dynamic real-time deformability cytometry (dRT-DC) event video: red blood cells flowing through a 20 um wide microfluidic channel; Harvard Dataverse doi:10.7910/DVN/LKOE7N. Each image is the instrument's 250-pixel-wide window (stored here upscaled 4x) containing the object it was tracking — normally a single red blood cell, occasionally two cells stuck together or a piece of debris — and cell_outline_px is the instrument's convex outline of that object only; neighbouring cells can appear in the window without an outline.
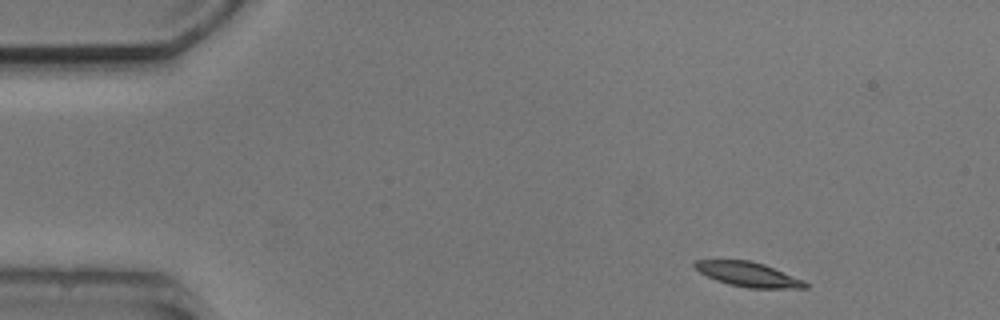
{"species": "common noctule bat (a hibernating species)", "species_latin": "Nyctalus noctula", "temperature_condition": "cold", "stored_images_in_passage": 6, "camera_frame_rate_fps": 3000, "um_per_image_px": 0.085, "animal": {"sex": "male", "body_mass_g": 20.5, "forearm_length_mm": 52.5}, "frame": {"image": 1, "passage_image": 1, "time_ms": 0.0, "image_size_px": [1000, 320], "cell_outline_px": [[808, 288], [748, 288], [728, 284], [716, 280], [700, 272], [692, 264], [692, 260], [752, 260], [764, 264], [804, 280], [808, 284]], "centroid_in_image_um": [63.59, 23.31], "position_along_channel_um": 21.4, "area_um2": 15.84}}
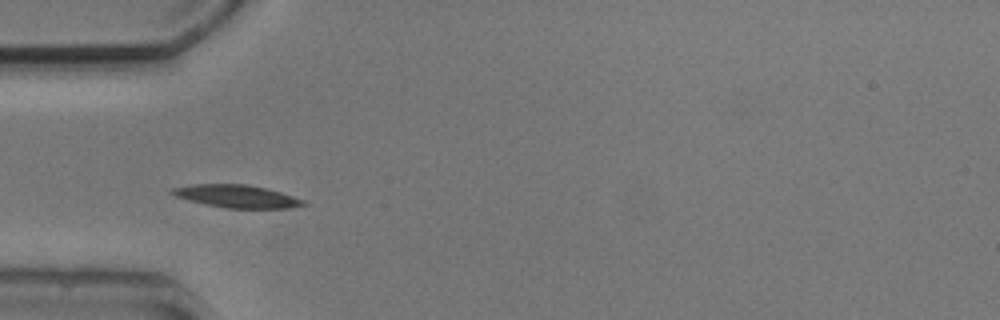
{"frame": {"image": 2, "passage_image": 4, "time_ms": 3.333, "image_size_px": [1000, 320], "cell_outline_px": [[308, 204], [292, 208], [224, 208], [204, 204], [188, 200], [176, 196], [168, 192], [172, 188], [192, 184], [244, 184], [264, 188], [280, 192], [304, 200]], "centroid_in_image_um": [20.1, 16.69], "position_along_channel_um": 64.9, "area_um2": 17.34}}